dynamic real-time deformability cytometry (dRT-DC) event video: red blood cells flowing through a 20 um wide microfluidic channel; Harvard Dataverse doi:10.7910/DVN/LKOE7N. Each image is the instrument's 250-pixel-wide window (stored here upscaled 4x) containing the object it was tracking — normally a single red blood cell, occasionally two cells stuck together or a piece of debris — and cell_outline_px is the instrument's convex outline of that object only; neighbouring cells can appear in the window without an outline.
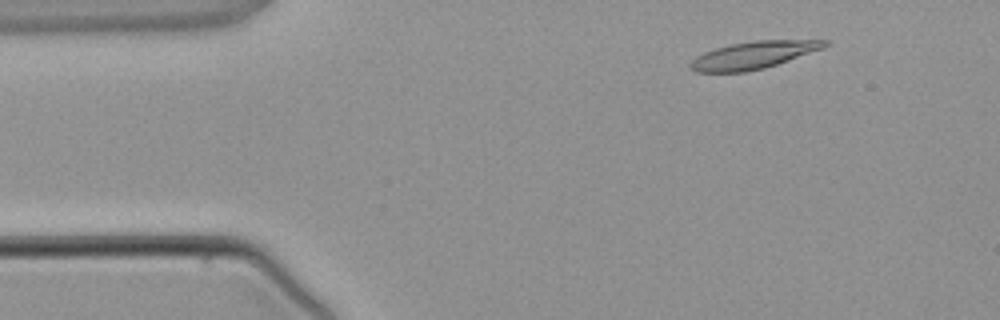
{"species": "common noctule bat (a hibernating species)", "species_latin": "Nyctalus noctula", "temperature_condition": "warm", "stored_images_in_passage": 4, "camera_frame_rate_fps": 3000, "um_per_image_px": 0.085, "animal": {"sex": "male", "body_mass_g": 21.5, "forearm_length_mm": 52.0}, "frame": {"image": 1, "passage_image": 1, "time_ms": 0.0, "image_size_px": [1000, 320], "cell_outline_px": [[828, 44], [824, 48], [764, 68], [744, 72], [696, 72], [688, 68], [688, 64], [696, 56], [704, 52], [716, 48], [732, 44], [756, 40], [828, 40]], "centroid_in_image_um": [63.99, 4.69], "position_along_channel_um": 21.0, "area_um2": 21.27}}
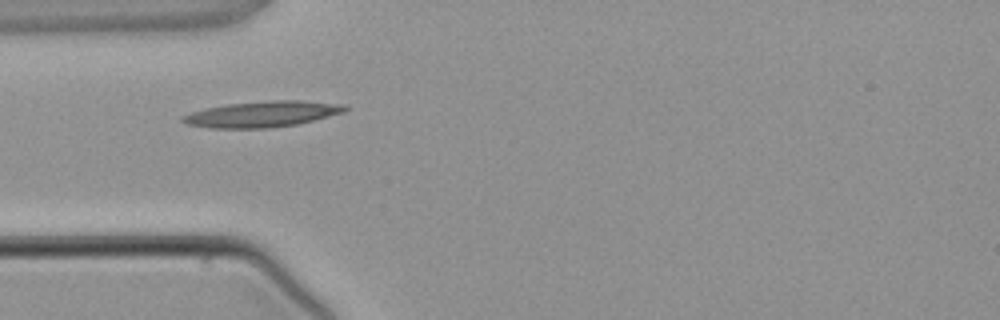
{"frame": {"image": 2, "passage_image": 3, "time_ms": 2.333, "image_size_px": [1000, 320], "cell_outline_px": [[348, 108], [344, 112], [296, 124], [268, 128], [208, 128], [188, 124], [180, 120], [180, 116], [192, 112], [208, 108], [228, 104], [268, 100], [300, 100], [344, 104]], "centroid_in_image_um": [22.28, 9.69], "position_along_channel_um": 62.7, "area_um2": 24.33}}
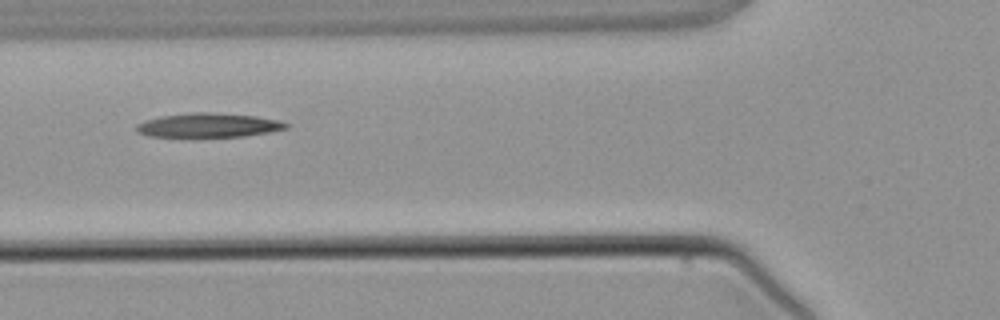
{"frame": {"image": 3, "passage_image": 4, "time_ms": 3.333, "image_size_px": [1000, 320], "cell_outline_px": [[288, 128], [268, 132], [244, 136], [148, 136], [136, 132], [136, 124], [144, 120], [160, 116], [192, 112], [212, 112], [256, 116], [276, 120], [288, 124]], "centroid_in_image_um": [17.67, 10.63], "position_along_channel_um": 108.1, "area_um2": 20.87}}